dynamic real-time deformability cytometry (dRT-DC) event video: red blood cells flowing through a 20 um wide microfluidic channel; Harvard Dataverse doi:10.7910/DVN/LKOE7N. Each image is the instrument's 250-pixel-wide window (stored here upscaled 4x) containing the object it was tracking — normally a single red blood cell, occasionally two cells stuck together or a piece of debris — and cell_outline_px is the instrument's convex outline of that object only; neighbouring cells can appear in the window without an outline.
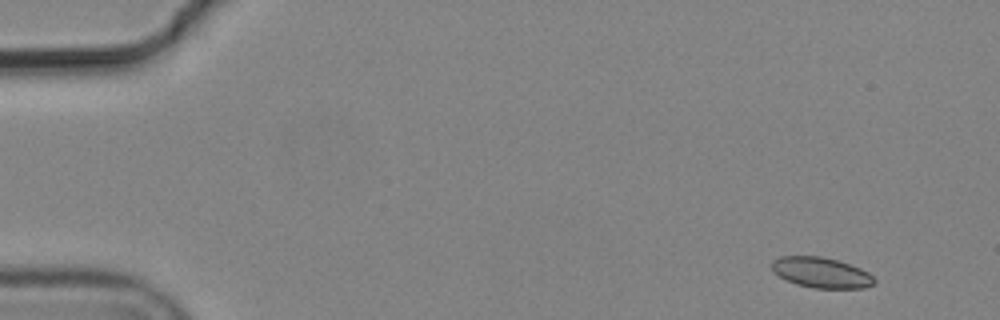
{"species": "common noctule bat (a hibernating species)", "species_latin": "Nyctalus noctula", "temperature_condition": "cold", "stored_images_in_passage": 5, "camera_frame_rate_fps": 3000, "um_per_image_px": 0.085, "animal": {"sex": "male", "body_mass_g": 19.2, "forearm_length_mm": 51.8}, "frame": {"image": 1, "passage_image": 1, "time_ms": 0.0, "image_size_px": [1000, 320], "cell_outline_px": [[876, 280], [872, 284], [864, 288], [812, 288], [796, 284], [772, 272], [772, 260], [780, 256], [820, 256], [836, 260], [860, 268], [868, 272]], "centroid_in_image_um": [69.78, 23.17], "position_along_channel_um": 15.2, "area_um2": 18.09}}
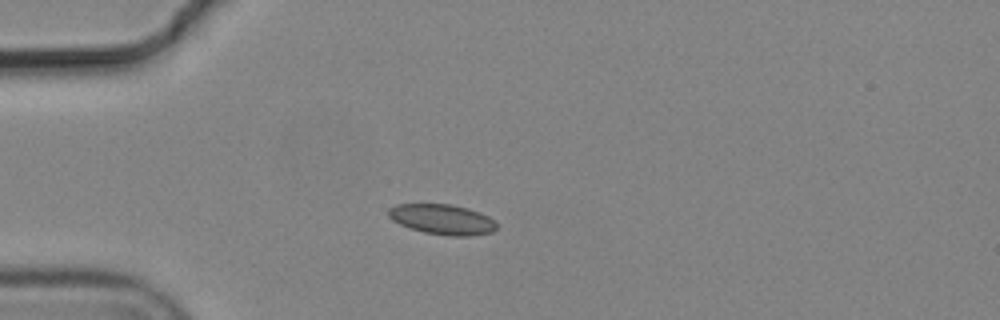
{"frame": {"image": 2, "passage_image": 3, "time_ms": 0.667, "image_size_px": [1000, 320], "cell_outline_px": [[496, 228], [492, 232], [468, 236], [452, 236], [424, 232], [400, 224], [392, 220], [388, 216], [388, 208], [396, 204], [452, 204], [468, 208], [480, 212], [496, 220]], "centroid_in_image_um": [37.61, 18.63], "position_along_channel_um": 47.4, "area_um2": 19.07}}
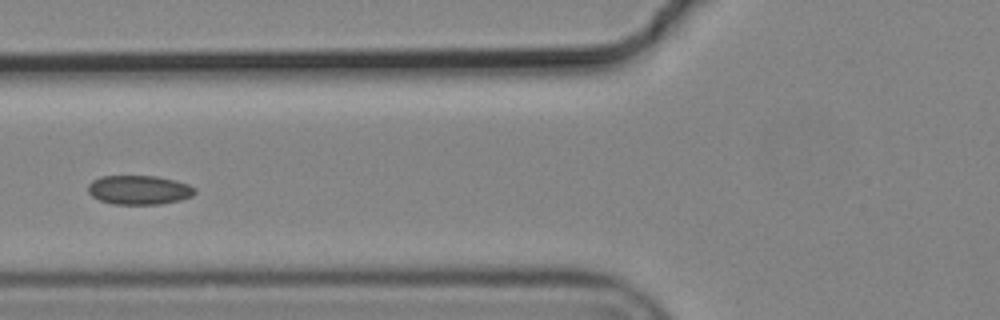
{"frame": {"image": 3, "passage_image": 5, "time_ms": 1.333, "image_size_px": [1000, 320], "cell_outline_px": [[196, 192], [192, 196], [180, 200], [160, 204], [112, 204], [100, 200], [92, 196], [88, 192], [88, 184], [92, 180], [100, 176], [156, 176], [176, 180], [188, 184], [196, 188]], "centroid_in_image_um": [11.82, 16.14], "position_along_channel_um": 114.0, "area_um2": 18.26}}